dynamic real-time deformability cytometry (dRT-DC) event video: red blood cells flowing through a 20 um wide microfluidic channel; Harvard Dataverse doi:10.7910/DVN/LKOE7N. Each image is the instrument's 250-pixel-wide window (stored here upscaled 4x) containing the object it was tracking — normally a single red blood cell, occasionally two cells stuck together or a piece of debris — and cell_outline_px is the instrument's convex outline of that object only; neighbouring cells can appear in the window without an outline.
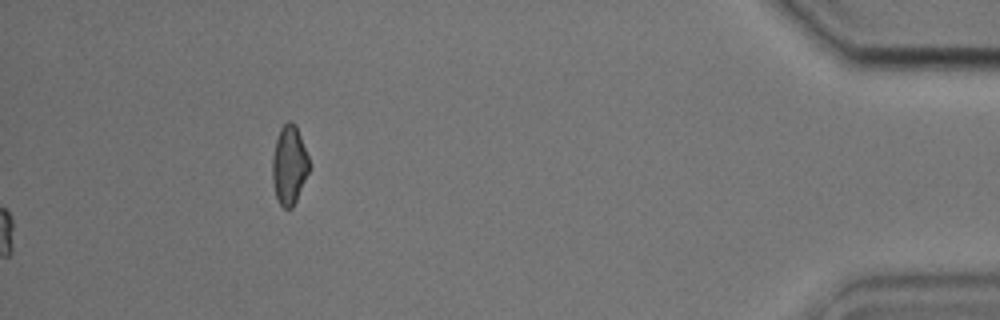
{"species": "common noctule bat (a hibernating species)", "species_latin": "Nyctalus noctula", "temperature_condition": "cold", "stored_images_in_passage": 52, "camera_frame_rate_fps": 3000, "um_per_image_px": 0.085, "animal": {"sex": "male", "body_mass_g": 17.9, "forearm_length_mm": 54.2}, "frame": {"image": 1, "passage_image": 52, "time_ms": 17.0, "image_size_px": [1000, 320], "cell_outline_px": [[308, 172], [296, 200], [292, 208], [284, 208], [280, 204], [276, 196], [272, 180], [272, 160], [276, 140], [280, 128], [288, 120], [292, 120], [296, 124], [308, 156]], "centroid_in_image_um": [24.57, 14.0], "position_along_channel_um": 410.6, "area_um2": 16.7}, "authors_computed_cell_mechanics": {"area_um2": 19.5942, "velocity_mm_per_s": 3.7633, "shape_relaxation_time_tau1_ms": 3.2235, "shape_relaxation_time_tau2_ms": 2.8492, "deformation_change_tau1": 0.1306, "deformation_change_tau2": 0.1067}}